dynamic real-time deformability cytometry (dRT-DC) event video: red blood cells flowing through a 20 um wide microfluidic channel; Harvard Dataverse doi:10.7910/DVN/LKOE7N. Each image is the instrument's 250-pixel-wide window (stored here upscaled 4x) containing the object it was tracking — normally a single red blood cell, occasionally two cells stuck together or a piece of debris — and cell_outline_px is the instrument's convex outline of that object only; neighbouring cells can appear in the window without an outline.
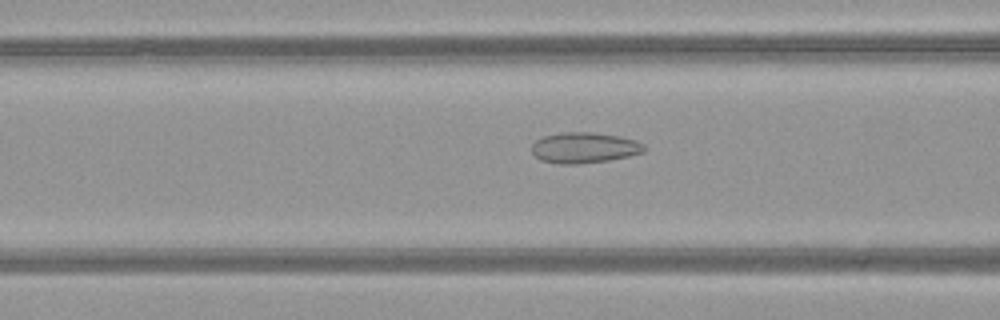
{"species": "common noctule bat (a hibernating species)", "species_latin": "Nyctalus noctula", "temperature_condition": "warm", "stored_images_in_passage": 51, "camera_frame_rate_fps": 3000, "um_per_image_px": 0.085, "animal": {"sex": "female", "body_mass_g": 21.9}, "frame": {"image": 1, "passage_image": 21, "time_ms": 6.667, "image_size_px": [1000, 320], "cell_outline_px": [[644, 152], [628, 156], [608, 160], [580, 164], [556, 164], [540, 160], [532, 152], [532, 144], [536, 140], [544, 136], [560, 132], [592, 132], [620, 136], [636, 140], [644, 144]], "centroid_in_image_um": [49.65, 12.55], "position_along_channel_um": 117.0, "area_um2": 20.23}}
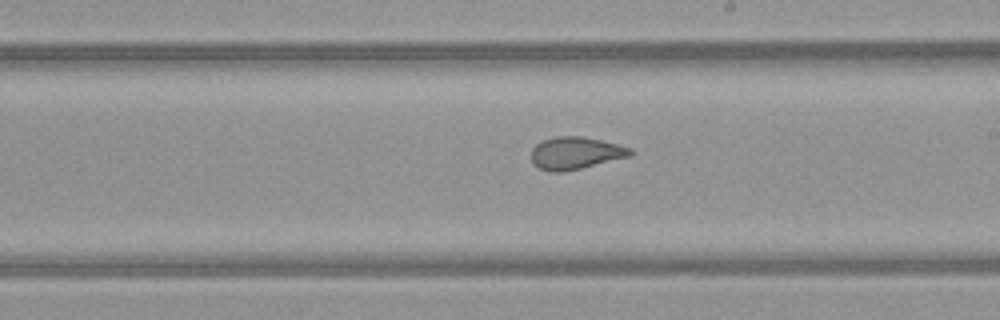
{"frame": {"image": 2, "passage_image": 30, "time_ms": 9.667, "image_size_px": [1000, 320], "cell_outline_px": [[632, 156], [580, 168], [560, 172], [552, 172], [540, 168], [532, 160], [532, 148], [536, 144], [544, 140], [556, 136], [580, 136], [600, 140], [632, 148]], "centroid_in_image_um": [48.94, 13.0], "position_along_channel_um": 240.1, "area_um2": 18.38}}
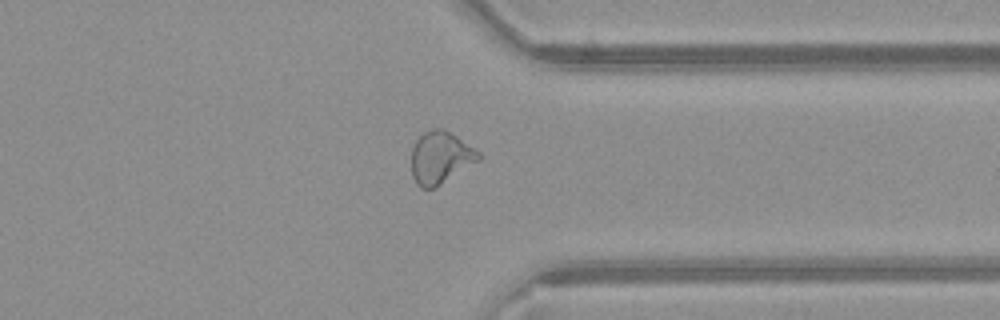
{"frame": {"image": 3, "passage_image": 40, "time_ms": 13.0, "image_size_px": [1000, 320], "cell_outline_px": [[480, 160], [436, 188], [420, 188], [416, 184], [412, 176], [412, 148], [416, 140], [424, 132], [432, 128], [444, 128], [480, 152]], "centroid_in_image_um": [37.43, 13.41], "position_along_channel_um": 374.0, "area_um2": 20.58}, "authors_computed_cell_mechanics": {"area_um2": 22.5998, "velocity_mm_per_s": 4.097, "shape_relaxation_time_tau1_ms": null, "shape_relaxation_time_tau2_ms": 1.041, "deformation_change_tau1": null, "deformation_change_tau2": 0.0828}}